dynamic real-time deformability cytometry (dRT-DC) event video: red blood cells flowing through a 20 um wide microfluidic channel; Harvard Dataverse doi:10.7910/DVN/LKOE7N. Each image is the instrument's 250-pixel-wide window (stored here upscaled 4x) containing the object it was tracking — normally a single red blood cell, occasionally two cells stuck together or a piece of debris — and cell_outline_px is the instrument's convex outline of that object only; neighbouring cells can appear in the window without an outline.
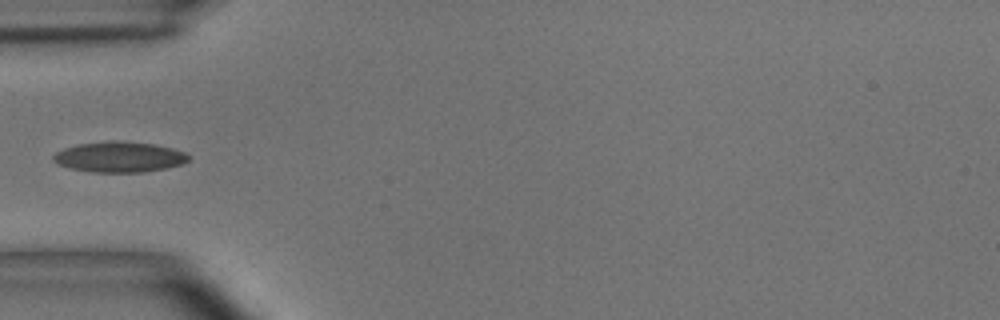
{"species": "common noctule bat (a hibernating species)", "species_latin": "Nyctalus noctula", "temperature_condition": "room temperature", "stored_images_in_passage": 14, "camera_frame_rate_fps": 3000, "um_per_image_px": 0.085, "animal": {"sex": "male", "body_mass_g": 15.6}, "frame": {"image": 1, "passage_image": 1, "time_ms": 0.0, "image_size_px": [1000, 320], "cell_outline_px": [[188, 160], [184, 164], [144, 172], [92, 172], [72, 168], [56, 164], [52, 160], [52, 156], [56, 152], [64, 148], [76, 144], [112, 140], [120, 140], [152, 144], [172, 148], [184, 152], [188, 156]], "centroid_in_image_um": [10.1, 13.33], "position_along_channel_um": 74.9, "area_um2": 24.1}}